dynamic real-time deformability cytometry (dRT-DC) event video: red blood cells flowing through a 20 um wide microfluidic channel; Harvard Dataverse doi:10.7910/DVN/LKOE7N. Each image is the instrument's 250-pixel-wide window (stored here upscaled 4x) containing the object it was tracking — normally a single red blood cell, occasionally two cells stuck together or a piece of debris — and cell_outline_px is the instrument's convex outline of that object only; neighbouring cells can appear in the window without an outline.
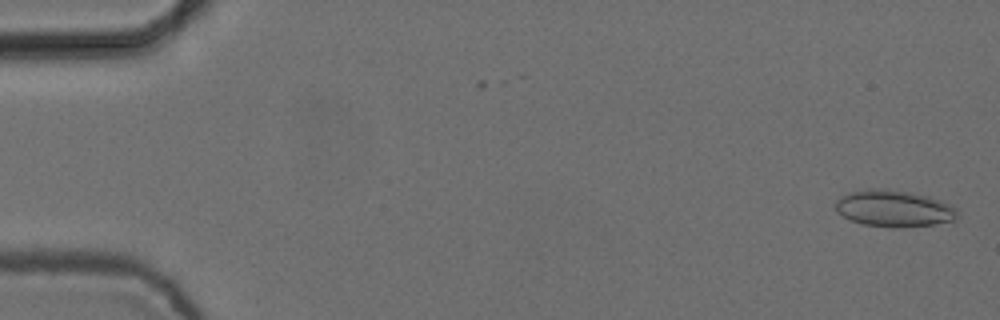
{"species": "common noctule bat (a hibernating species)", "species_latin": "Nyctalus noctula", "temperature_condition": "cold", "stored_images_in_passage": 5, "camera_frame_rate_fps": 3000, "um_per_image_px": 0.085, "animal": {"sex": "female", "body_mass_g": 24.6, "forearm_length_mm": 56.2}, "frame": {"image": 1, "passage_image": 1, "time_ms": 0.0, "image_size_px": [1000, 320], "cell_outline_px": [[956, 220], [932, 224], [896, 228], [892, 228], [864, 224], [852, 220], [836, 212], [836, 200], [840, 196], [852, 192], [868, 188], [880, 188], [908, 192], [928, 196], [940, 200], [956, 208]], "centroid_in_image_um": [75.96, 17.72], "position_along_channel_um": 9.0, "area_um2": 25.78}}
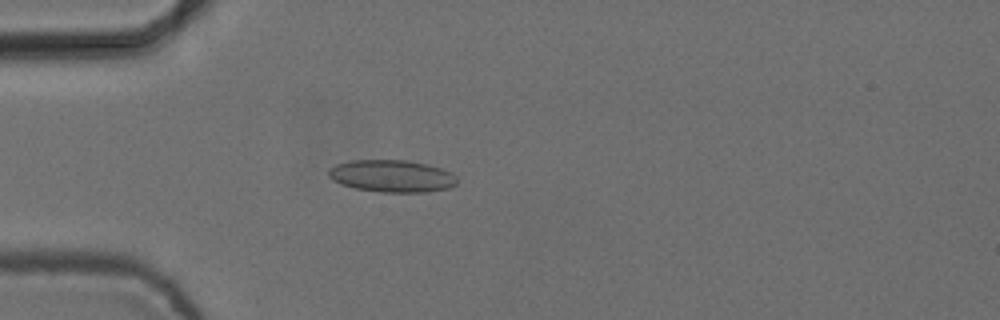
{"frame": {"image": 2, "passage_image": 4, "time_ms": 1.0, "image_size_px": [1000, 320], "cell_outline_px": [[456, 184], [448, 188], [424, 192], [380, 192], [356, 188], [344, 184], [328, 176], [328, 168], [336, 164], [352, 160], [404, 160], [428, 164], [452, 172], [456, 176]], "centroid_in_image_um": [33.33, 14.95], "position_along_channel_um": 51.7, "area_um2": 23.93}}